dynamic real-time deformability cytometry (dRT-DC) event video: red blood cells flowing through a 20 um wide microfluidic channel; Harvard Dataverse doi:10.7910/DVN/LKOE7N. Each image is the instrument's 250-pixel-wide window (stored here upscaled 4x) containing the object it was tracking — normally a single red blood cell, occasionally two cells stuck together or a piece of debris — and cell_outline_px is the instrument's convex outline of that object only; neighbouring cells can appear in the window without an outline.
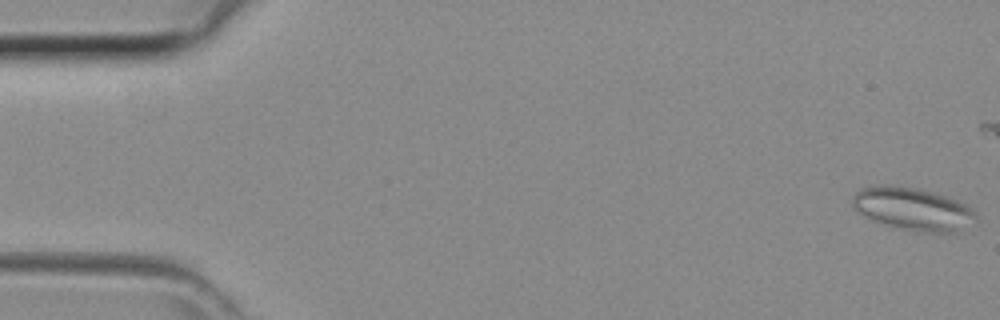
{"species": "common noctule bat (a hibernating species)", "species_latin": "Nyctalus noctula", "temperature_condition": "room temperature", "stored_images_in_passage": 37, "camera_frame_rate_fps": 3000, "um_per_image_px": 0.085, "animal": {"sex": "female", "body_mass_g": 29.2, "forearm_length_mm": 56.3}, "frame": {"image": 1, "passage_image": 1, "time_ms": 0.0, "image_size_px": [1000, 320], "cell_outline_px": [[976, 220], [956, 232], [916, 232], [888, 224], [864, 216], [852, 204], [852, 196], [860, 188], [884, 184], [892, 184], [916, 188], [936, 192], [948, 196], [972, 208], [976, 212]], "centroid_in_image_um": [77.61, 17.73], "position_along_channel_um": 7.4, "area_um2": 30.58}}
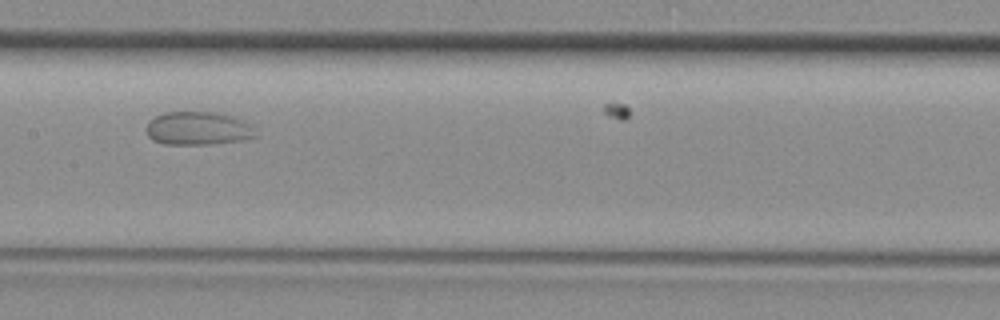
{"frame": {"image": 2, "passage_image": 24, "time_ms": 7.667, "image_size_px": [1000, 320], "cell_outline_px": [[256, 136], [240, 140], [208, 144], [164, 144], [152, 140], [148, 136], [144, 128], [148, 120], [164, 112], [216, 112], [232, 116], [244, 120], [252, 128]], "centroid_in_image_um": [16.75, 10.9], "position_along_channel_um": 190.7, "area_um2": 21.21}}
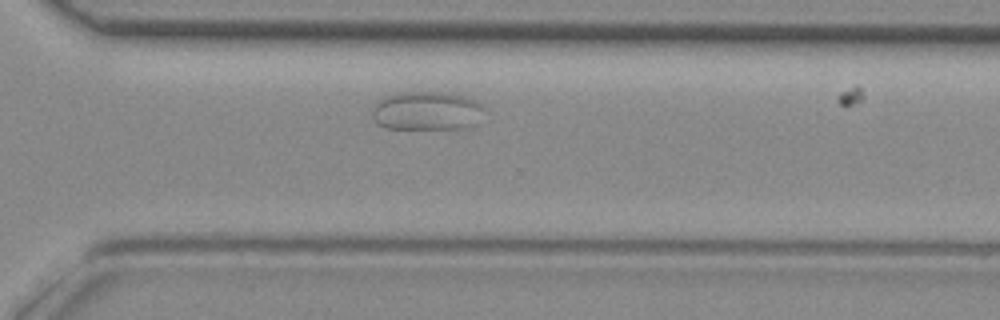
{"frame": {"image": 3, "passage_image": 34, "time_ms": 11.0, "image_size_px": [1000, 320], "cell_outline_px": [[488, 108], [476, 124], [468, 128], [384, 128], [376, 124], [372, 116], [372, 108], [384, 96], [396, 92], [452, 92], [476, 100], [484, 104]], "centroid_in_image_um": [36.33, 9.41], "position_along_channel_um": 334.3, "area_um2": 25.95}}